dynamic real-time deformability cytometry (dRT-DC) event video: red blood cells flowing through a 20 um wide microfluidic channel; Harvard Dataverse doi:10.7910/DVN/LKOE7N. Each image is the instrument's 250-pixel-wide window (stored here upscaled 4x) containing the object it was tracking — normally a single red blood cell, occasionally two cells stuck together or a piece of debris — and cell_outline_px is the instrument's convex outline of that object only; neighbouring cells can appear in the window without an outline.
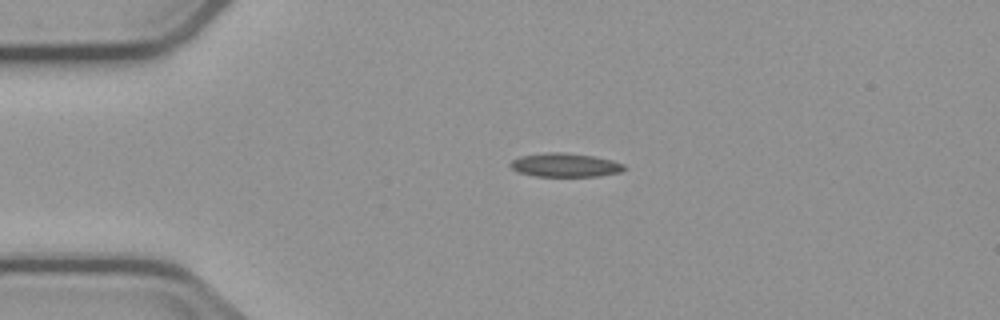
{"species": "common noctule bat (a hibernating species)", "species_latin": "Nyctalus noctula", "temperature_condition": "cold", "stored_images_in_passage": 3, "camera_frame_rate_fps": 3000, "um_per_image_px": 0.085, "animal": {"sex": "male", "body_mass_g": 23.1, "forearm_length_mm": 52.7}, "frame": {"image": 1, "passage_image": 2, "time_ms": 2.333, "image_size_px": [1000, 320], "cell_outline_px": [[628, 168], [620, 172], [596, 176], [532, 176], [516, 172], [508, 164], [512, 160], [520, 156], [544, 152], [564, 152], [592, 156], [612, 160], [624, 164]], "centroid_in_image_um": [48.0, 14.03], "position_along_channel_um": 37.0, "area_um2": 15.9}}